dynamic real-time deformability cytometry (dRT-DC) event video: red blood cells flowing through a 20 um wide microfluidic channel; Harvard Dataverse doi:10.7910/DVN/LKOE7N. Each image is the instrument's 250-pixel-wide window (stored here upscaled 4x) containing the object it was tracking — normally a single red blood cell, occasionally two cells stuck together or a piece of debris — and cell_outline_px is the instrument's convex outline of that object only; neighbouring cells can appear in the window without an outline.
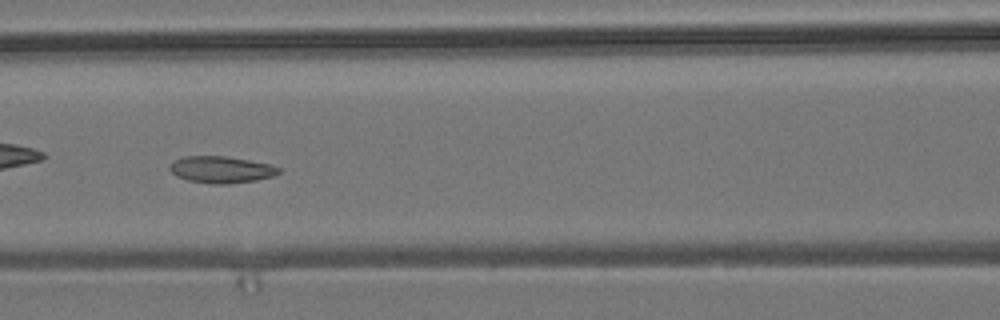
{"species": "common noctule bat (a hibernating species)", "species_latin": "Nyctalus noctula", "temperature_condition": "room temperature", "stored_images_in_passage": 10, "camera_frame_rate_fps": 3000, "um_per_image_px": 0.085, "animal": {"sex": "male", "body_mass_g": 19.2, "forearm_length_mm": 51.8}, "frame": {"image": 1, "passage_image": 7, "time_ms": 2.0, "image_size_px": [1000, 320], "cell_outline_px": [[280, 172], [272, 176], [256, 180], [228, 184], [212, 184], [188, 180], [176, 176], [168, 168], [172, 160], [184, 156], [224, 156], [272, 164], [280, 168]], "centroid_in_image_um": [18.77, 14.41], "position_along_channel_um": 147.8, "area_um2": 17.05}}
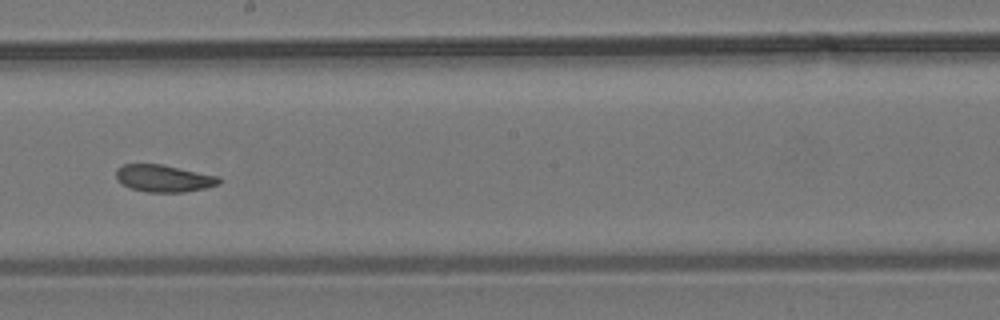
{"frame": {"image": 2, "passage_image": 9, "time_ms": 2.667, "image_size_px": [1000, 320], "cell_outline_px": [[220, 184], [204, 188], [184, 192], [148, 192], [132, 188], [116, 180], [116, 168], [124, 164], [160, 164], [220, 176]], "centroid_in_image_um": [13.92, 15.15], "position_along_channel_um": 234.3, "area_um2": 16.18}}
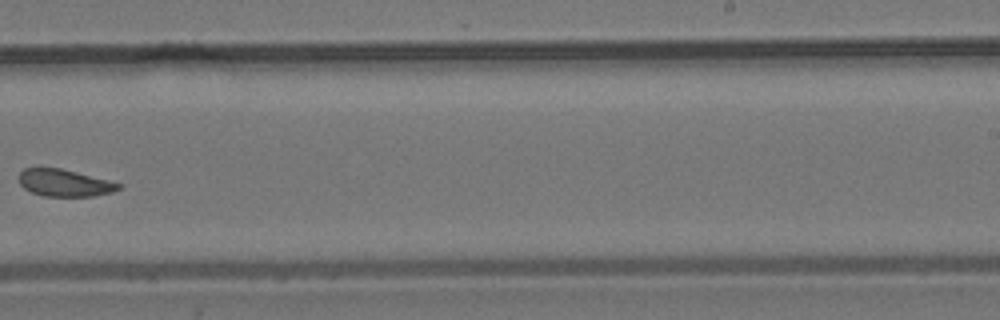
{"frame": {"image": 3, "passage_image": 10, "time_ms": 3.0, "image_size_px": [1000, 320], "cell_outline_px": [[120, 188], [112, 192], [96, 196], [44, 196], [32, 192], [24, 188], [20, 184], [20, 172], [24, 168], [40, 164], [60, 168], [108, 180], [120, 184]], "centroid_in_image_um": [5.41, 15.51], "position_along_channel_um": 283.6, "area_um2": 16.01}}